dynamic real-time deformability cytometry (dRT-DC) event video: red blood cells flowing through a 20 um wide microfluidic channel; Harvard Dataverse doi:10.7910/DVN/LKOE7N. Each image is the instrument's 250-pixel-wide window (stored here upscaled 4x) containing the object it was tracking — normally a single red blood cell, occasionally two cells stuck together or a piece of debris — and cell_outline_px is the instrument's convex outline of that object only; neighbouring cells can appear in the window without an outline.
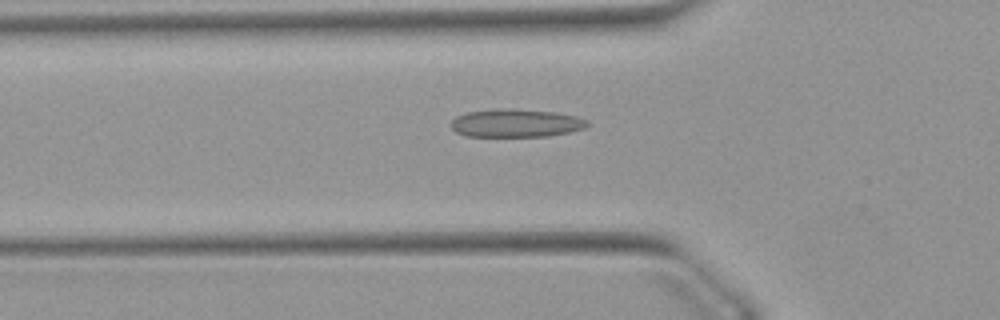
{"species": "Egyptian fruit bat (a non-hibernating species)", "species_latin": "Rousettus aegyptiacus", "temperature_condition": "warm", "stored_images_in_passage": 52, "camera_frame_rate_fps": 3000, "um_per_image_px": 0.085, "animal": {"sex": "female"}, "frame": {"image": 1, "passage_image": 17, "time_ms": 5.333, "image_size_px": [1000, 320], "cell_outline_px": [[588, 124], [584, 128], [568, 132], [548, 136], [464, 136], [456, 132], [452, 128], [452, 120], [456, 116], [468, 112], [500, 108], [508, 108], [556, 112], [576, 116], [588, 120]], "centroid_in_image_um": [43.85, 10.46], "position_along_channel_um": 82.0, "area_um2": 22.25}}
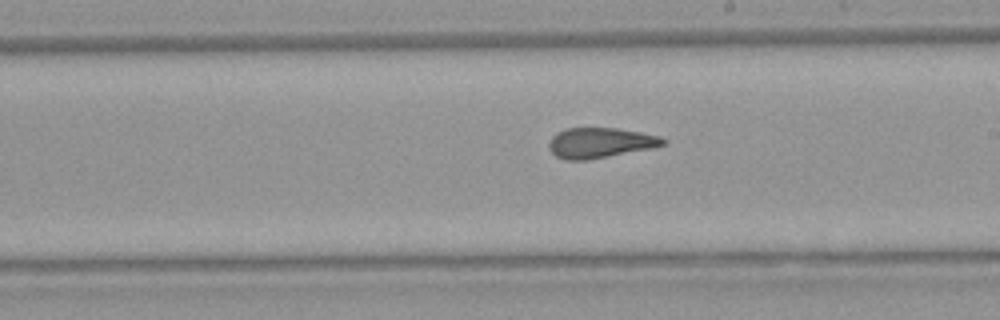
{"frame": {"image": 2, "passage_image": 29, "time_ms": 9.333, "image_size_px": [1000, 320], "cell_outline_px": [[668, 140], [664, 144], [652, 148], [588, 160], [564, 160], [556, 156], [548, 148], [548, 144], [552, 136], [556, 132], [564, 128], [616, 128], [640, 132], [660, 136]], "centroid_in_image_um": [50.99, 12.14], "position_along_channel_um": 238.0, "area_um2": 20.23}}
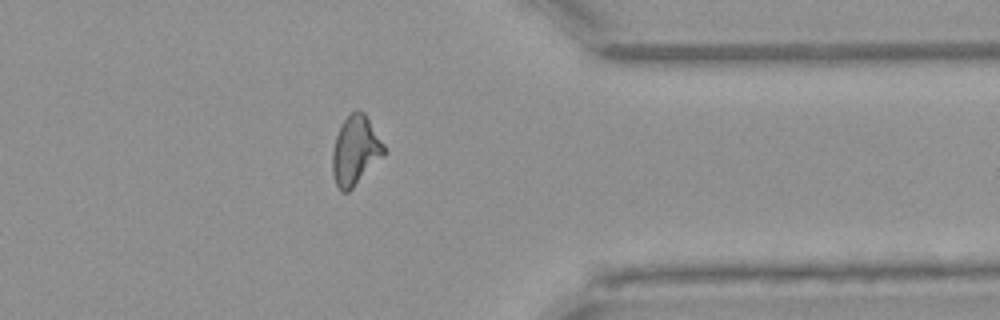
{"frame": {"image": 3, "passage_image": 41, "time_ms": 13.333, "image_size_px": [1000, 320], "cell_outline_px": [[384, 152], [352, 188], [348, 192], [340, 192], [336, 184], [332, 172], [332, 152], [336, 136], [344, 120], [356, 108], [364, 112], [384, 144]], "centroid_in_image_um": [30.16, 12.77], "position_along_channel_um": 381.2, "area_um2": 20.17}, "authors_computed_cell_mechanics": {"area_um2": 20.8369, "velocity_mm_per_s": 3.8926, "shape_relaxation_time_tau1_ms": null, "shape_relaxation_time_tau2_ms": 1.4106, "deformation_change_tau1": null, "deformation_change_tau2": 0.0946}}